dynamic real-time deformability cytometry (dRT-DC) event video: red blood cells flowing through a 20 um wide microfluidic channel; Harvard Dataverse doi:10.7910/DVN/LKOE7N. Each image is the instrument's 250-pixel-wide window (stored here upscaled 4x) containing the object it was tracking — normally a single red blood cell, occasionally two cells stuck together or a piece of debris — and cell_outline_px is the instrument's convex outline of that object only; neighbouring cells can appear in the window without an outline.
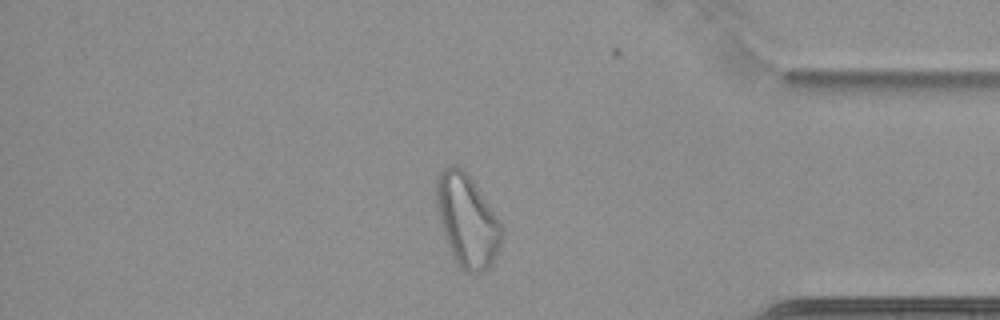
{"species": "common noctule bat (a hibernating species)", "species_latin": "Nyctalus noctula", "temperature_condition": "cold", "stored_images_in_passage": 66, "camera_frame_rate_fps": 3000, "um_per_image_px": 0.085, "animal": {"sex": "female", "body_mass_g": 22.7, "forearm_length_mm": 54.2}, "frame": {"image": 1, "passage_image": 57, "time_ms": 18.667, "image_size_px": [1000, 320], "cell_outline_px": [[504, 232], [500, 244], [492, 264], [488, 268], [480, 272], [468, 272], [460, 268], [456, 264], [452, 256], [444, 236], [440, 224], [436, 204], [436, 180], [440, 172], [444, 168], [452, 164], [456, 164], [472, 180], [496, 216]], "centroid_in_image_um": [39.68, 18.77], "position_along_channel_um": 395.5, "area_um2": 34.8}}